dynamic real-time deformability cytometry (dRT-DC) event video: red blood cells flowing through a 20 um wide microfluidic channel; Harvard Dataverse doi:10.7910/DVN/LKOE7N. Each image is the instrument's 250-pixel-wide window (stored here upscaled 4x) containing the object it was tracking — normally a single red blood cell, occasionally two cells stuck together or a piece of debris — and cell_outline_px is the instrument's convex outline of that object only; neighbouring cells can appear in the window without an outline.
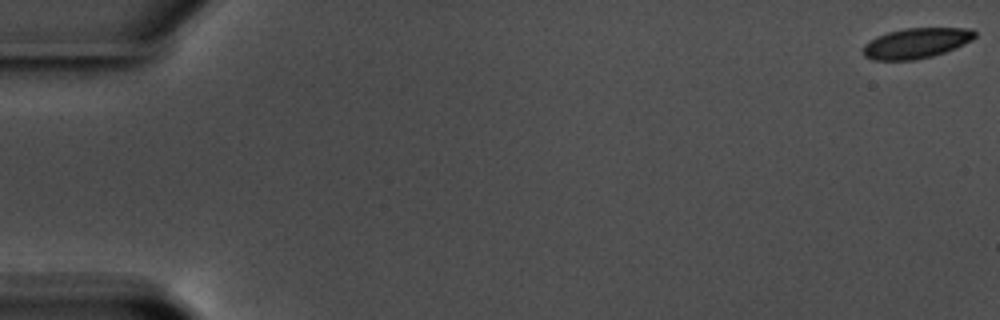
{"species": "common noctule bat (a hibernating species)", "species_latin": "Nyctalus noctula", "temperature_condition": "warm", "stored_images_in_passage": 9, "camera_frame_rate_fps": 3000, "um_per_image_px": 0.085, "animal": {"sex": "male", "body_mass_g": 17.5, "forearm_length_mm": 52.3}, "frame": {"image": 1, "passage_image": 1, "time_ms": 0.0, "image_size_px": [1000, 320], "cell_outline_px": [[976, 36], [972, 40], [964, 44], [944, 52], [932, 56], [916, 60], [872, 60], [864, 56], [864, 44], [868, 40], [876, 36], [888, 32], [904, 28], [972, 28], [976, 32]], "centroid_in_image_um": [77.87, 3.66], "position_along_channel_um": 7.1, "area_um2": 19.83}}